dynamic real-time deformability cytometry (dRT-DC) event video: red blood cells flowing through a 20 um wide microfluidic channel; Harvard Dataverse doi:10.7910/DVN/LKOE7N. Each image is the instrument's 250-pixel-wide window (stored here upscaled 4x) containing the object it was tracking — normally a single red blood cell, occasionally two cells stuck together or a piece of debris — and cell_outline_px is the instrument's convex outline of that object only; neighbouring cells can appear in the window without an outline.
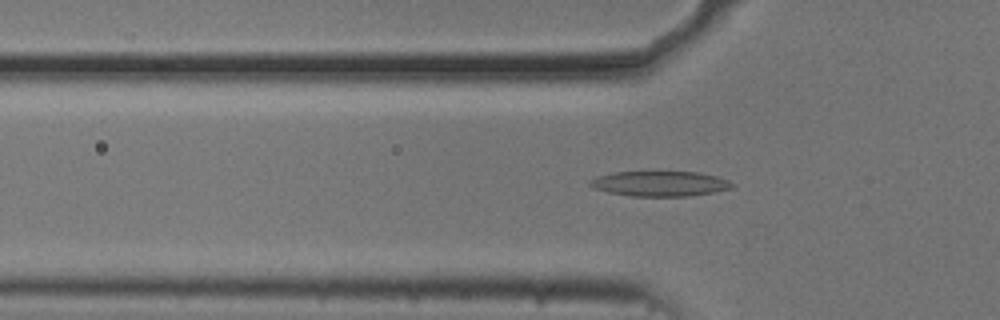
{"species": "common noctule bat (a hibernating species)", "species_latin": "Nyctalus noctula", "temperature_condition": "cold", "stored_images_in_passage": 19, "camera_frame_rate_fps": 3000, "um_per_image_px": 0.085, "animal": {"sex": "male", "body_mass_g": 20.5, "forearm_length_mm": 52.5}, "frame": {"image": 1, "passage_image": 16, "time_ms": 5.0, "image_size_px": [1000, 320], "cell_outline_px": [[736, 184], [732, 188], [712, 192], [688, 196], [632, 196], [608, 192], [596, 188], [588, 184], [588, 180], [596, 176], [616, 172], [696, 172], [716, 176], [728, 180]], "centroid_in_image_um": [56.09, 15.61], "position_along_channel_um": 69.7, "area_um2": 20.69}}